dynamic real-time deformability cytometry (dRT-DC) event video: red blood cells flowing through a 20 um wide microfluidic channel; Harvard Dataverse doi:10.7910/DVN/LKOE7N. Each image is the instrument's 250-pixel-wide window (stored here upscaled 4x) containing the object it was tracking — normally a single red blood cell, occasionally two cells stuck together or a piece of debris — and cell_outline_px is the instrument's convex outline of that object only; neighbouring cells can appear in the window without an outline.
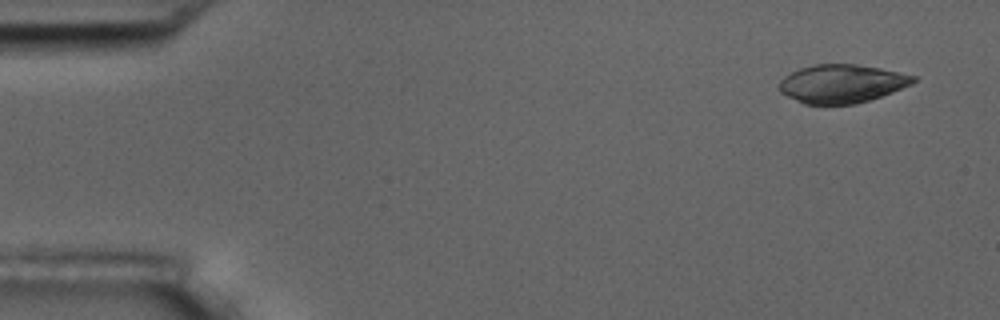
{"species": "common noctule bat (a hibernating species)", "species_latin": "Nyctalus noctula", "temperature_condition": "room temperature", "stored_images_in_passage": 10, "camera_frame_rate_fps": 3000, "um_per_image_px": 0.085, "animal": {"sex": "male", "body_mass_g": 17.5, "forearm_length_mm": 52.3}, "frame": {"image": 1, "passage_image": 1, "time_ms": 0.0, "image_size_px": [1000, 320], "cell_outline_px": [[916, 80], [912, 84], [892, 92], [856, 104], [804, 104], [780, 92], [780, 80], [784, 76], [800, 68], [816, 64], [856, 64], [880, 68], [916, 76]], "centroid_in_image_um": [71.55, 7.11], "position_along_channel_um": 13.4, "area_um2": 29.77}}
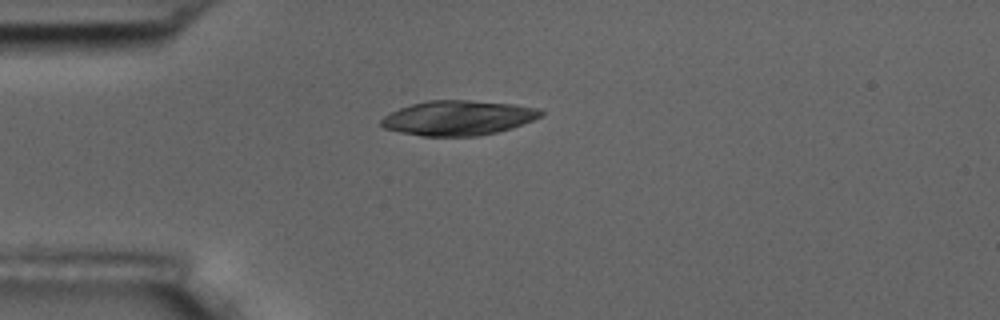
{"frame": {"image": 2, "passage_image": 4, "time_ms": 3.667, "image_size_px": [1000, 320], "cell_outline_px": [[544, 116], [512, 128], [496, 132], [476, 136], [420, 136], [400, 132], [384, 128], [380, 124], [380, 120], [384, 116], [400, 108], [412, 104], [428, 100], [468, 100], [516, 104], [540, 108], [544, 112]], "centroid_in_image_um": [38.98, 10.02], "position_along_channel_um": 46.0, "area_um2": 32.48}}